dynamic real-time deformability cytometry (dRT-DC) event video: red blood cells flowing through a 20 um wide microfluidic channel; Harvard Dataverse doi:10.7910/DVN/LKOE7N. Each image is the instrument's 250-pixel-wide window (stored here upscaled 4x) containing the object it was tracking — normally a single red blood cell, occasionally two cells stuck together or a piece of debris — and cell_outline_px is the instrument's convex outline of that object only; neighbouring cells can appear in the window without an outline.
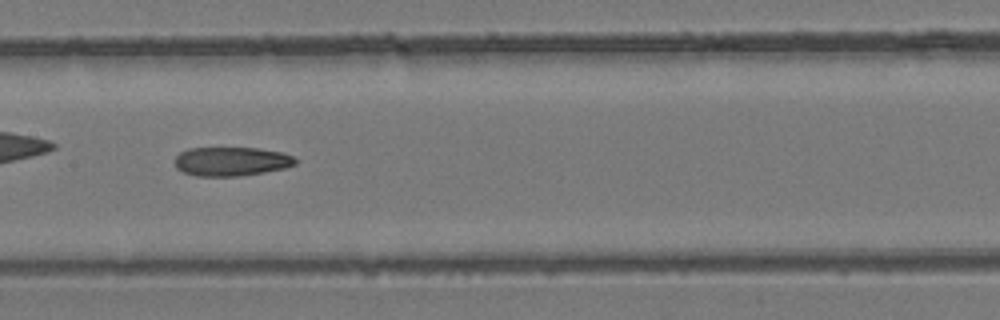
{"species": "common noctule bat (a hibernating species)", "species_latin": "Nyctalus noctula", "temperature_condition": "room temperature", "stored_images_in_passage": 37, "camera_frame_rate_fps": 3000, "um_per_image_px": 0.085, "animal": {"sex": "female", "body_mass_g": 24.6, "forearm_length_mm": 56.2}, "frame": {"image": 1, "passage_image": 22, "time_ms": 7.0, "image_size_px": [1000, 320], "cell_outline_px": [[296, 164], [284, 168], [264, 172], [240, 176], [196, 176], [184, 172], [176, 168], [176, 156], [180, 152], [188, 148], [260, 148], [284, 152], [292, 156], [296, 160]], "centroid_in_image_um": [19.67, 13.71], "position_along_channel_um": 187.7, "area_um2": 20.4}}
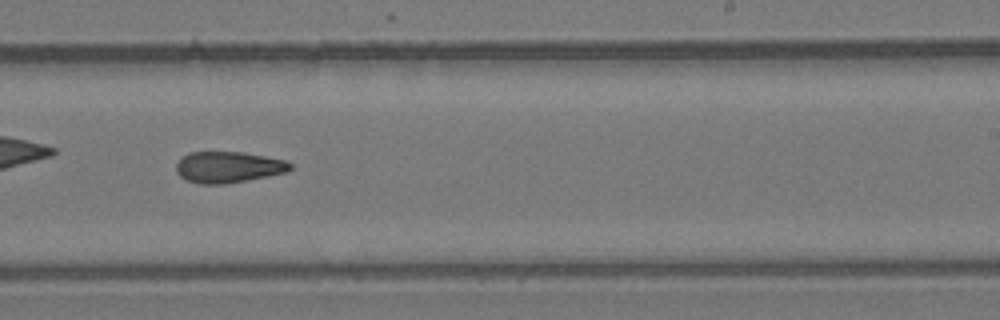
{"frame": {"image": 2, "passage_image": 27, "time_ms": 8.667, "image_size_px": [1000, 320], "cell_outline_px": [[292, 168], [288, 172], [224, 184], [200, 184], [188, 180], [180, 176], [176, 172], [176, 164], [188, 152], [244, 152], [284, 160], [292, 164]], "centroid_in_image_um": [19.4, 14.2], "position_along_channel_um": 269.6, "area_um2": 20.58}}
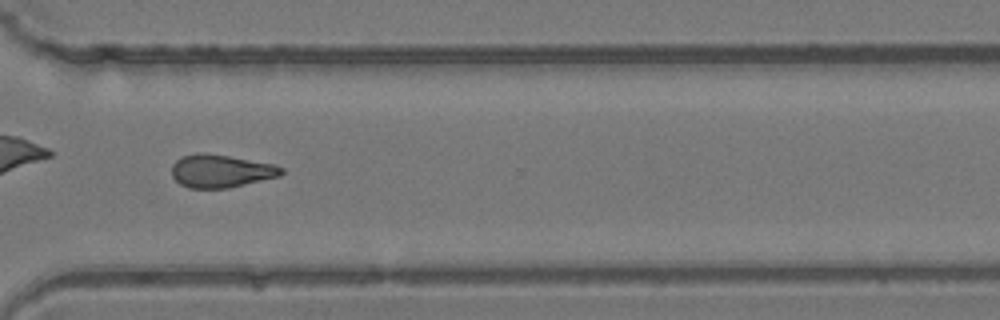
{"frame": {"image": 3, "passage_image": 32, "time_ms": 10.333, "image_size_px": [1000, 320], "cell_outline_px": [[284, 172], [280, 176], [228, 188], [188, 188], [180, 184], [172, 176], [172, 164], [180, 156], [196, 152], [204, 152], [228, 156], [272, 164], [284, 168]], "centroid_in_image_um": [18.74, 14.53], "position_along_channel_um": 351.9, "area_um2": 21.1}}